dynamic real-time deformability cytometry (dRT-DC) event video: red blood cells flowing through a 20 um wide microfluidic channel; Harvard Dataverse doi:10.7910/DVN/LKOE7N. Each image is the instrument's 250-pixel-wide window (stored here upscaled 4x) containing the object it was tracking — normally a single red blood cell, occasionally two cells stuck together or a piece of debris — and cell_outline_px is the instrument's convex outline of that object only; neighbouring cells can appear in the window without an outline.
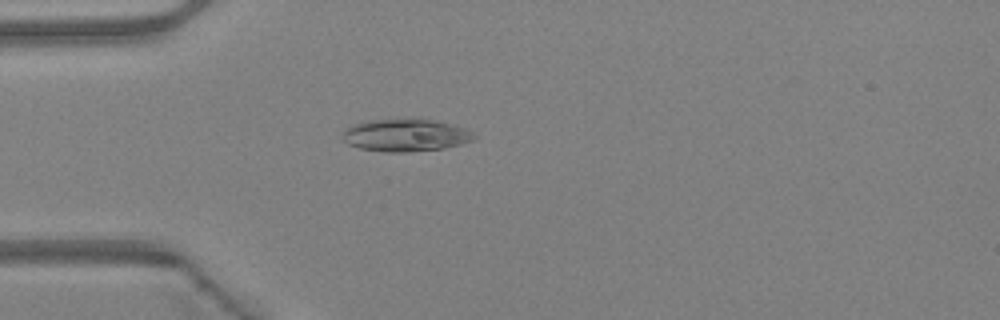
{"species": "Egyptian fruit bat (a non-hibernating species)", "species_latin": "Rousettus aegyptiacus", "temperature_condition": "warm", "stored_images_in_passage": 37, "camera_frame_rate_fps": 3000, "um_per_image_px": 0.085, "animal": {"sex": "female"}, "frame": {"image": 1, "passage_image": 3, "time_ms": 0.667, "image_size_px": [1000, 320], "cell_outline_px": [[476, 136], [472, 140], [460, 144], [444, 148], [404, 152], [384, 152], [360, 148], [348, 144], [344, 140], [344, 132], [352, 124], [372, 120], [436, 120], [464, 128], [472, 132]], "centroid_in_image_um": [34.48, 11.51], "position_along_channel_um": 50.5, "area_um2": 24.28}}
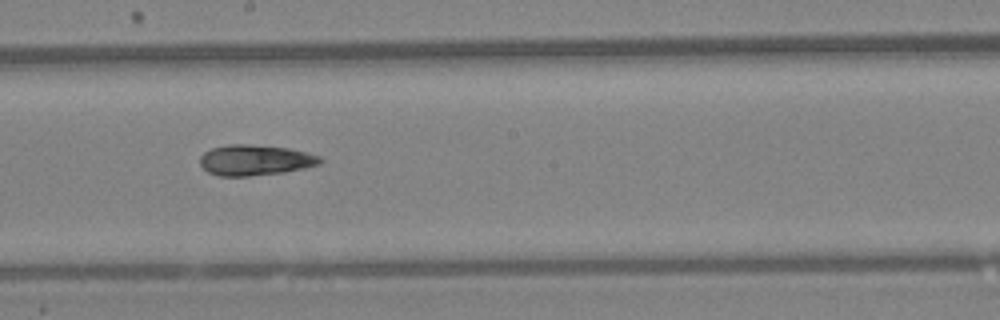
{"frame": {"image": 2, "passage_image": 16, "time_ms": 5.0, "image_size_px": [1000, 320], "cell_outline_px": [[324, 160], [320, 164], [304, 168], [284, 172], [248, 176], [220, 176], [208, 172], [200, 164], [200, 156], [204, 152], [212, 148], [228, 144], [244, 144], [288, 148], [320, 156]], "centroid_in_image_um": [21.68, 13.61], "position_along_channel_um": 226.5, "area_um2": 21.33}}
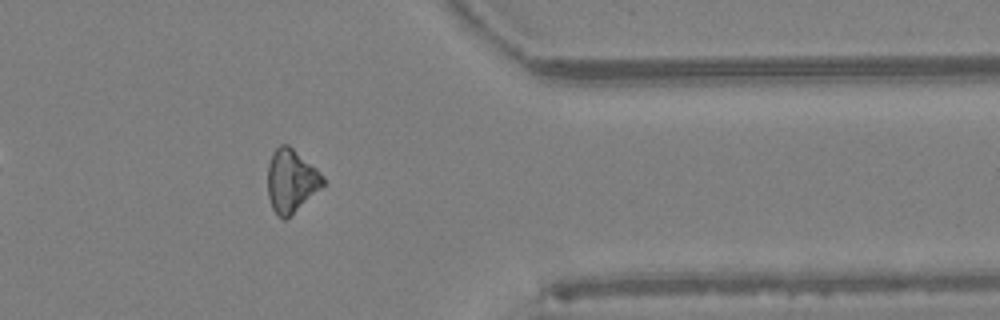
{"frame": {"image": 3, "passage_image": 28, "time_ms": 9.0, "image_size_px": [1000, 320], "cell_outline_px": [[324, 184], [320, 188], [284, 220], [276, 216], [272, 208], [268, 196], [268, 164], [272, 152], [280, 144], [288, 144], [316, 168], [324, 176]], "centroid_in_image_um": [24.72, 15.35], "position_along_channel_um": 386.7, "area_um2": 20.06}, "authors_computed_cell_mechanics": {"area_um2": 21.2704, "velocity_mm_per_s": 4.3377, "shape_relaxation_time_tau1_ms": 10.369, "shape_relaxation_time_tau2_ms": 7.2808, "deformation_change_tau1": 0.2366, "deformation_change_tau2": 0.1292}}